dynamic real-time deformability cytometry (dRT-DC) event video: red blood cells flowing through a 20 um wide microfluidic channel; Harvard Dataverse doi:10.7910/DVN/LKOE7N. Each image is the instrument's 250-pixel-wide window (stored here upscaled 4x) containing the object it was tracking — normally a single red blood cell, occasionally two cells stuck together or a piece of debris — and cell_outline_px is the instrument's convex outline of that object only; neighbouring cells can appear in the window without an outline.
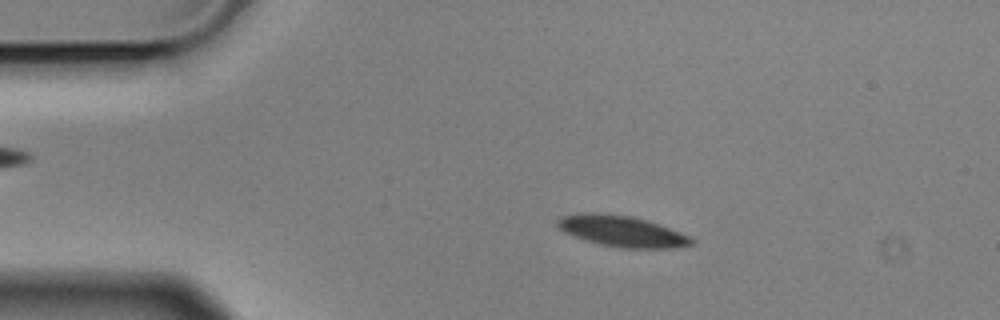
{"species": "Egyptian fruit bat (a non-hibernating species)", "species_latin": "Rousettus aegyptiacus", "temperature_condition": "cold", "stored_images_in_passage": 3, "camera_frame_rate_fps": 3000, "um_per_image_px": 0.085, "animal": {"sex": "male"}, "frame": {"image": 1, "passage_image": 2, "time_ms": 0.333, "image_size_px": [1000, 320], "cell_outline_px": [[696, 244], [672, 248], [620, 248], [600, 244], [584, 240], [564, 232], [556, 224], [556, 220], [564, 216], [584, 212], [596, 212], [632, 216], [668, 228], [688, 236], [696, 240]], "centroid_in_image_um": [52.84, 19.66], "position_along_channel_um": 32.2, "area_um2": 24.04}}